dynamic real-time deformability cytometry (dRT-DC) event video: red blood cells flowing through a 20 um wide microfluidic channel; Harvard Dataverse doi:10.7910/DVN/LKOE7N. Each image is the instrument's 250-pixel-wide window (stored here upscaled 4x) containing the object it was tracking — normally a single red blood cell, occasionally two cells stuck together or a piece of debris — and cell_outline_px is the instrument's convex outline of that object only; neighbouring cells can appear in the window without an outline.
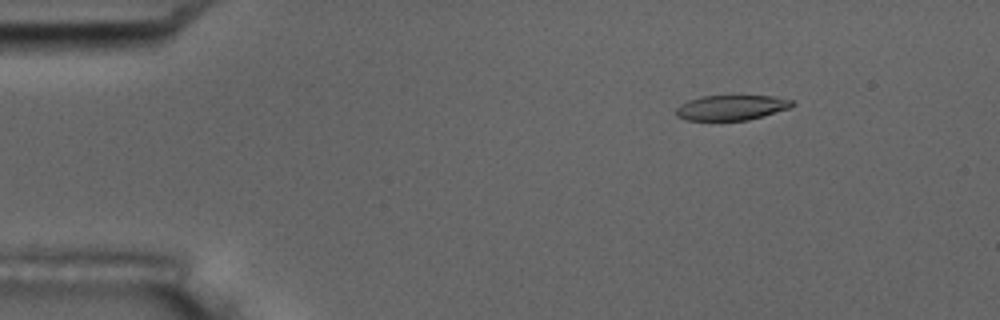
{"species": "common noctule bat (a hibernating species)", "species_latin": "Nyctalus noctula", "temperature_condition": "room temperature", "stored_images_in_passage": 6, "camera_frame_rate_fps": 3000, "um_per_image_px": 0.085, "animal": {"sex": "male", "body_mass_g": 17.5, "forearm_length_mm": 52.3}, "frame": {"image": 1, "passage_image": 3, "time_ms": 2.333, "image_size_px": [1000, 320], "cell_outline_px": [[796, 104], [788, 108], [764, 116], [748, 120], [684, 120], [676, 116], [676, 108], [680, 104], [688, 100], [700, 96], [772, 96], [792, 100]], "centroid_in_image_um": [62.14, 9.15], "position_along_channel_um": 22.9, "area_um2": 16.99}}